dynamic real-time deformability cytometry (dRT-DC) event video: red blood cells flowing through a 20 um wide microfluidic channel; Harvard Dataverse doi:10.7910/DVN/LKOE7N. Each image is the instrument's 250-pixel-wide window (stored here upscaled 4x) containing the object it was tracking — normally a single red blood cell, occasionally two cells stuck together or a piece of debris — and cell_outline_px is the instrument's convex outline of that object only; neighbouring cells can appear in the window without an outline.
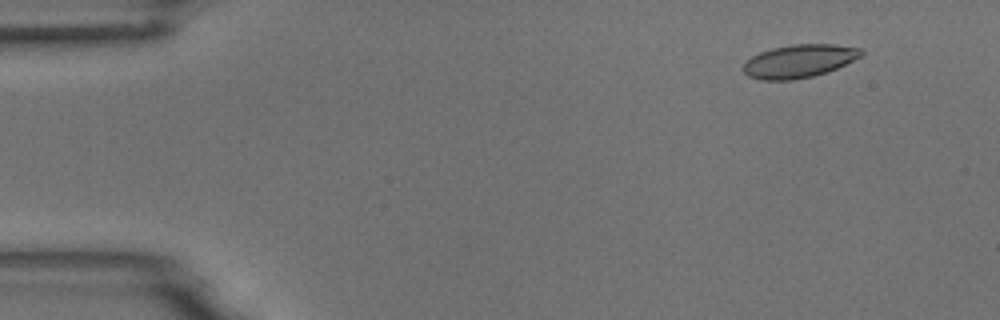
{"species": "common noctule bat (a hibernating species)", "species_latin": "Nyctalus noctula", "temperature_condition": "room temperature", "stored_images_in_passage": 4, "camera_frame_rate_fps": 3000, "um_per_image_px": 0.085, "animal": {"sex": "male", "body_mass_g": 18.8}, "frame": {"image": 1, "passage_image": 1, "time_ms": 0.0, "image_size_px": [1000, 320], "cell_outline_px": [[864, 52], [860, 56], [828, 72], [812, 76], [792, 80], [760, 80], [748, 76], [740, 68], [752, 56], [760, 52], [772, 48], [792, 44], [836, 44], [864, 48]], "centroid_in_image_um": [67.91, 5.19], "position_along_channel_um": 17.1, "area_um2": 22.83}}
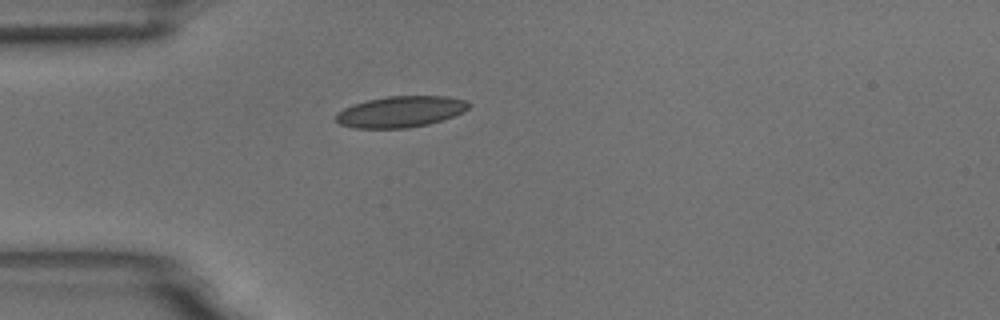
{"frame": {"image": 2, "passage_image": 4, "time_ms": 1.0, "image_size_px": [1000, 320], "cell_outline_px": [[472, 104], [464, 112], [428, 124], [408, 128], [352, 128], [340, 124], [336, 120], [336, 112], [352, 104], [368, 100], [388, 96], [448, 96], [464, 100]], "centroid_in_image_um": [34.03, 9.49], "position_along_channel_um": 51.0, "area_um2": 24.1}}